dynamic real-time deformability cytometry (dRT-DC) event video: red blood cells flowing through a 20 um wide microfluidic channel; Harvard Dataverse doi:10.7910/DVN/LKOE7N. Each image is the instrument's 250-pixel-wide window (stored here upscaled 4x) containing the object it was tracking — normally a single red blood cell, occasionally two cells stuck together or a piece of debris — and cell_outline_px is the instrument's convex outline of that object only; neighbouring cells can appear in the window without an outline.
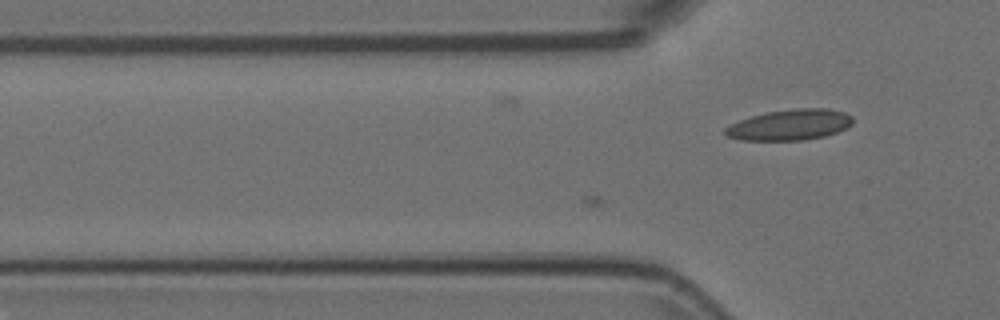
{"species": "Egyptian fruit bat (a non-hibernating species)", "species_latin": "Rousettus aegyptiacus", "temperature_condition": "room temperature", "stored_images_in_passage": 6, "camera_frame_rate_fps": 3000, "um_per_image_px": 0.085, "animal": {"sex": "female"}, "frame": {"image": 1, "passage_image": 6, "time_ms": 1.667, "image_size_px": [1000, 320], "cell_outline_px": [[852, 124], [848, 128], [824, 136], [804, 140], [740, 140], [728, 136], [724, 132], [724, 128], [740, 120], [752, 116], [768, 112], [796, 108], [828, 108], [844, 112], [852, 116]], "centroid_in_image_um": [67.17, 10.61], "position_along_channel_um": 58.6, "area_um2": 22.77}}